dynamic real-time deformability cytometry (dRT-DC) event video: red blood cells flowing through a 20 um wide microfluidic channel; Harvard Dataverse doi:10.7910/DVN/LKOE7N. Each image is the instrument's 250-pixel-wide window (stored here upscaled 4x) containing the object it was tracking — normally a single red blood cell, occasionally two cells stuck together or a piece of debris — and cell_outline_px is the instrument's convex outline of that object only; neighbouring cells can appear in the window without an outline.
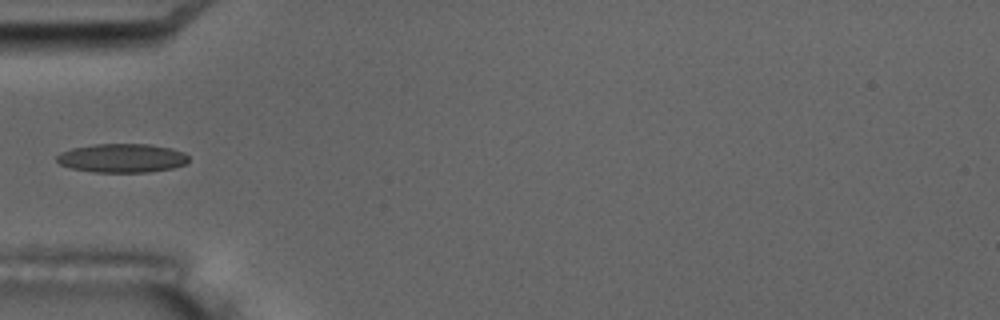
{"species": "common noctule bat (a hibernating species)", "species_latin": "Nyctalus noctula", "temperature_condition": "room temperature", "stored_images_in_passage": 2, "camera_frame_rate_fps": 3000, "um_per_image_px": 0.085, "animal": {"sex": "male", "body_mass_g": 17.5, "forearm_length_mm": 52.3}, "frame": {"image": 1, "passage_image": 2, "time_ms": 3.0, "image_size_px": [1000, 320], "cell_outline_px": [[188, 160], [184, 164], [172, 168], [148, 172], [92, 172], [72, 168], [60, 164], [56, 160], [56, 156], [60, 152], [72, 148], [96, 144], [148, 144], [172, 148], [184, 152], [188, 156]], "centroid_in_image_um": [10.36, 13.43], "position_along_channel_um": 74.6, "area_um2": 22.14}}